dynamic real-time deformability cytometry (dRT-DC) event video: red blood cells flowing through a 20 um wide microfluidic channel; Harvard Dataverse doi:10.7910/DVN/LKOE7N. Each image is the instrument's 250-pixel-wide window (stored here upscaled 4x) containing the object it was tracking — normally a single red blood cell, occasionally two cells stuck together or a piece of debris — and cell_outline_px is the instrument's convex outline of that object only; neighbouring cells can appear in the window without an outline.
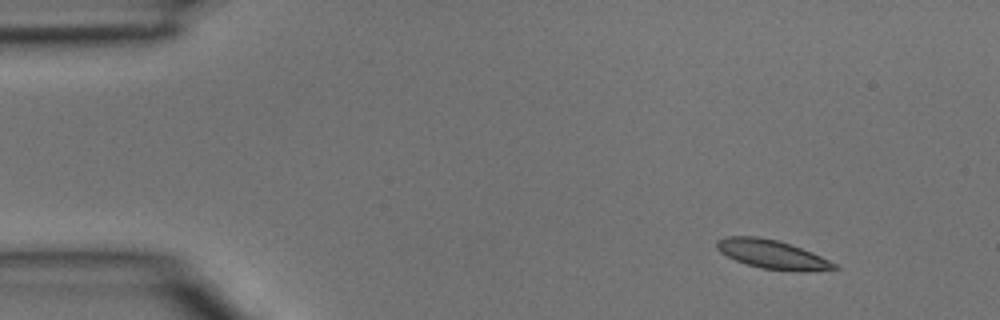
{"species": "common noctule bat (a hibernating species)", "species_latin": "Nyctalus noctula", "temperature_condition": "room temperature", "stored_images_in_passage": 4, "camera_frame_rate_fps": 3000, "um_per_image_px": 0.085, "animal": {"sex": "male", "body_mass_g": 15.6}, "frame": {"image": 1, "passage_image": 1, "time_ms": 0.0, "image_size_px": [1000, 320], "cell_outline_px": [[840, 268], [760, 268], [736, 260], [720, 252], [716, 248], [716, 240], [724, 236], [756, 236], [776, 240], [812, 252], [836, 264]], "centroid_in_image_um": [65.45, 21.54], "position_along_channel_um": 19.6, "area_um2": 18.38}}
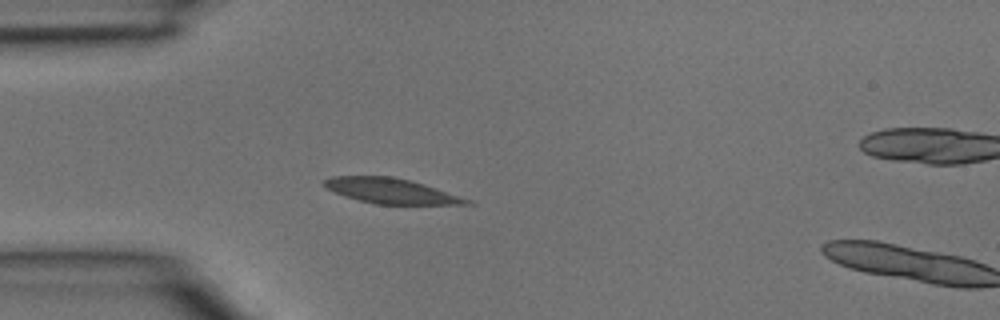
{"frame": {"image": 2, "passage_image": 3, "time_ms": 0.667, "image_size_px": [1000, 320], "cell_outline_px": [[476, 204], [376, 204], [344, 196], [324, 188], [324, 180], [332, 176], [392, 176], [424, 184], [476, 200]], "centroid_in_image_um": [33.3, 16.23], "position_along_channel_um": 51.7, "area_um2": 21.04}}